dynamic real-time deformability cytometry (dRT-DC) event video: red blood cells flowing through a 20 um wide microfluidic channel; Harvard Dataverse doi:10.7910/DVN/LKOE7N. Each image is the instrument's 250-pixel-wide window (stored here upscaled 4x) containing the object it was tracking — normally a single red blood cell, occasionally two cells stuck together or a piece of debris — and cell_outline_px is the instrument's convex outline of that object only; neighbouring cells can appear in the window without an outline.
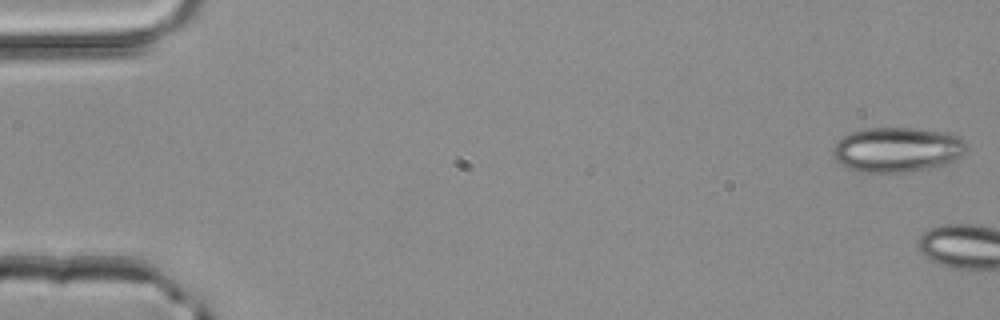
{"species": "common noctule bat (a hibernating species)", "species_latin": "Nyctalus noctula", "temperature_condition": "room temperature", "stored_images_in_passage": 5, "camera_frame_rate_fps": 3000, "um_per_image_px": 0.085, "animal": {"sex": "male", "body_mass_g": 20.4}, "frame": {"image": 1, "passage_image": 1, "time_ms": 0.0, "image_size_px": [1000, 320], "cell_outline_px": [[964, 152], [956, 160], [944, 164], [904, 172], [864, 172], [848, 168], [840, 164], [836, 160], [832, 152], [836, 140], [852, 132], [864, 128], [916, 128], [940, 132], [960, 136], [964, 140]], "centroid_in_image_um": [76.21, 12.71], "position_along_channel_um": 8.8, "area_um2": 34.56}}